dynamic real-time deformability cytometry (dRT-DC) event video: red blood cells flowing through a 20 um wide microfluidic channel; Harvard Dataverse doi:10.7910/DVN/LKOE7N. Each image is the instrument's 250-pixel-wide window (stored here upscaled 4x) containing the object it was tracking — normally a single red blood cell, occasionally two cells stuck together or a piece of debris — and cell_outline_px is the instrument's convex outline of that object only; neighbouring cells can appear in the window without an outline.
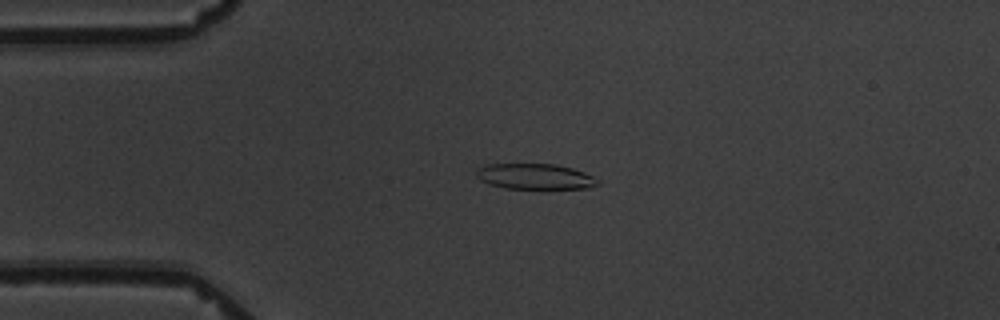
{"species": "common noctule bat (a hibernating species)", "species_latin": "Nyctalus noctula", "temperature_condition": "warm", "stored_images_in_passage": 5, "camera_frame_rate_fps": 3000, "um_per_image_px": 0.085, "animal": {"sex": "male", "body_mass_g": 19.5, "forearm_length_mm": 54.6}, "frame": {"image": 1, "passage_image": 3, "time_ms": 3.0, "image_size_px": [1000, 320], "cell_outline_px": [[600, 184], [588, 188], [540, 192], [504, 188], [480, 180], [476, 176], [476, 172], [480, 168], [488, 164], [556, 164], [572, 168], [584, 172], [600, 180]], "centroid_in_image_um": [45.56, 15.07], "position_along_channel_um": 39.4, "area_um2": 19.13}}